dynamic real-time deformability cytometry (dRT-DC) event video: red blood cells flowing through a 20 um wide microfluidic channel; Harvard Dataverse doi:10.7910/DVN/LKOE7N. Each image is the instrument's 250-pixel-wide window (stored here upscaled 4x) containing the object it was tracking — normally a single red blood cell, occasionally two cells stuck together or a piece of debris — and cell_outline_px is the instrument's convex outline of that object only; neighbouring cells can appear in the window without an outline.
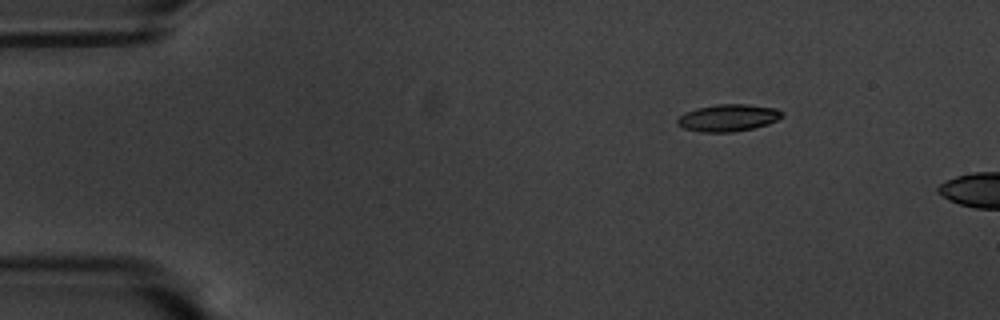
{"species": "common noctule bat (a hibernating species)", "species_latin": "Nyctalus noctula", "temperature_condition": "warm", "stored_images_in_passage": 5, "camera_frame_rate_fps": 3000, "um_per_image_px": 0.085, "animal": {"sex": "male", "body_mass_g": 20.1, "forearm_length_mm": 53.5}, "frame": {"image": 1, "passage_image": 1, "time_ms": 0.0, "image_size_px": [1000, 320], "cell_outline_px": [[784, 116], [768, 124], [752, 128], [732, 132], [700, 132], [684, 128], [676, 124], [676, 120], [684, 112], [696, 108], [716, 104], [748, 104], [776, 108], [784, 112]], "centroid_in_image_um": [61.89, 10.0], "position_along_channel_um": 23.1, "area_um2": 16.65}}